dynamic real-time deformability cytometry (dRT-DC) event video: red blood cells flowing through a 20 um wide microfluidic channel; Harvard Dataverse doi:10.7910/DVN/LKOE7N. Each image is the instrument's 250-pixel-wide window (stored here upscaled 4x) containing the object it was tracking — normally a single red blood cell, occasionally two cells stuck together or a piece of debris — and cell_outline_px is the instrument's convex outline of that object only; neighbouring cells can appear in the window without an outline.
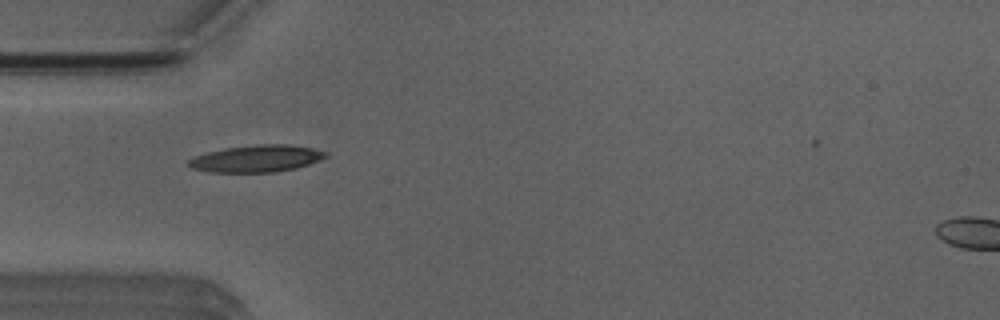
{"species": "Egyptian fruit bat (a non-hibernating species)", "species_latin": "Rousettus aegyptiacus", "temperature_condition": "room temperature", "stored_images_in_passage": 32, "camera_frame_rate_fps": 3000, "um_per_image_px": 0.085, "animal": {"sex": "male"}, "frame": {"image": 1, "passage_image": 1, "time_ms": 0.0, "image_size_px": [1000, 320], "cell_outline_px": [[328, 156], [320, 160], [296, 168], [272, 172], [208, 172], [192, 168], [188, 164], [188, 160], [196, 156], [208, 152], [224, 148], [256, 144], [288, 144], [312, 148], [328, 152]], "centroid_in_image_um": [21.82, 13.47], "position_along_channel_um": 63.2, "area_um2": 21.5}}
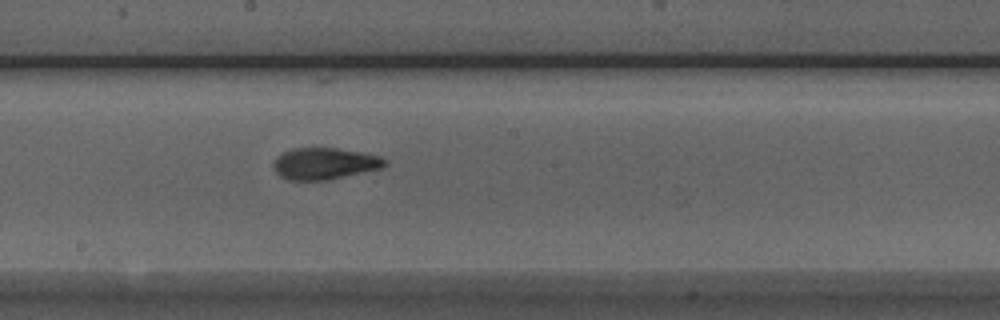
{"frame": {"image": 2, "passage_image": 13, "time_ms": 4.0, "image_size_px": [1000, 320], "cell_outline_px": [[388, 164], [380, 168], [324, 180], [288, 180], [280, 176], [276, 172], [272, 164], [276, 156], [292, 148], [336, 148], [364, 152], [380, 156], [388, 160]], "centroid_in_image_um": [27.57, 13.89], "position_along_channel_um": 220.6, "area_um2": 20.46}}
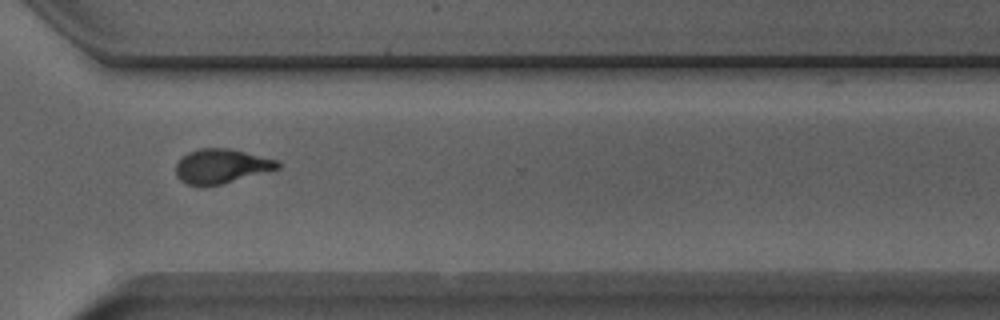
{"frame": {"image": 3, "passage_image": 23, "time_ms": 7.333, "image_size_px": [1000, 320], "cell_outline_px": [[280, 168], [220, 184], [200, 188], [188, 184], [180, 180], [176, 176], [176, 164], [188, 152], [200, 148], [228, 148], [280, 160]], "centroid_in_image_um": [18.8, 14.13], "position_along_channel_um": 351.8, "area_um2": 20.46}, "authors_computed_cell_mechanics": {"area_um2": 20.3456, "velocity_mm_per_s": 3.9357, "shape_relaxation_time_tau1_ms": 3.7534, "shape_relaxation_time_tau2_ms": 1.4452, "deformation_change_tau1": 0.1869, "deformation_change_tau2": 0.0993}}